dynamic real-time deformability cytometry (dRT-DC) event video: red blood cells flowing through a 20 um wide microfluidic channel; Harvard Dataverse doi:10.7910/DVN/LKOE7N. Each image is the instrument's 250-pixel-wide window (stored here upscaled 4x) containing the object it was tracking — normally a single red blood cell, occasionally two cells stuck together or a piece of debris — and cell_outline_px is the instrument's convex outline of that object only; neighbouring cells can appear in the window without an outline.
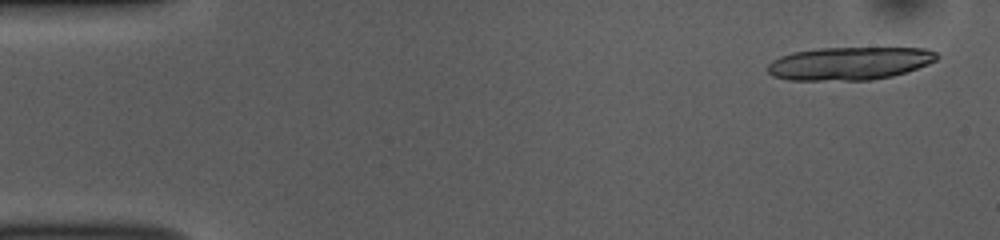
{"species": "common noctule bat (a hibernating species)", "species_latin": "Nyctalus noctula", "temperature_condition": "room temperature", "stored_images_in_passage": 19, "camera_frame_rate_fps": 3000, "um_per_image_px": 0.085, "animal": {"sex": "female", "body_mass_g": 10.0, "forearm_length_mm": 53.1}, "frame": {"image": 1, "passage_image": 2, "time_ms": 0.333, "image_size_px": [1000, 240], "cell_outline_px": [[940, 56], [936, 60], [928, 64], [892, 76], [872, 80], [788, 80], [772, 76], [764, 68], [772, 60], [780, 56], [792, 52], [820, 48], [924, 48], [936, 52]], "centroid_in_image_um": [72.15, 5.39], "position_along_channel_um": 12.8, "area_um2": 32.66}}